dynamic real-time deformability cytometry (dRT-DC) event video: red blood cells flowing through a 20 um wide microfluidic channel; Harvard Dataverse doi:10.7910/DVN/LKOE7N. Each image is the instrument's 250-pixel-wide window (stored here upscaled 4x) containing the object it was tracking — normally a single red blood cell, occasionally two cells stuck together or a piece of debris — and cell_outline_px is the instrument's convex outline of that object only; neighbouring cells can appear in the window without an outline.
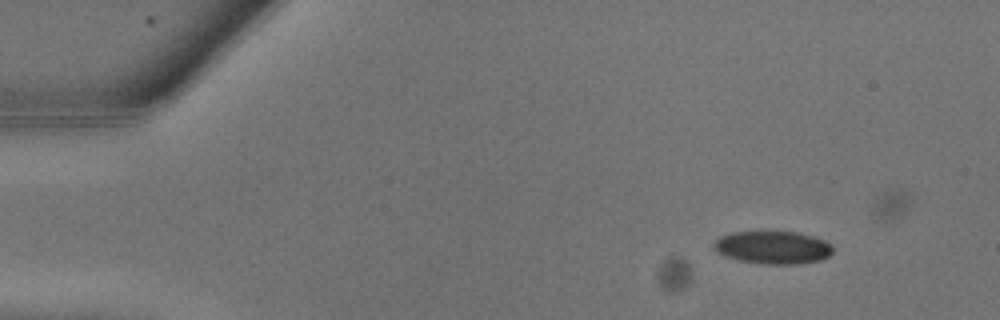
{"species": "common noctule bat (a hibernating species)", "species_latin": "Nyctalus noctula", "temperature_condition": "warm", "stored_images_in_passage": 10, "camera_frame_rate_fps": 3000, "um_per_image_px": 0.085, "animal": {"sex": "male", "body_mass_g": 13.3}, "frame": {"image": 1, "passage_image": 2, "time_ms": 0.333, "image_size_px": [1000, 320], "cell_outline_px": [[832, 252], [828, 256], [820, 260], [796, 264], [760, 264], [740, 260], [724, 256], [716, 252], [712, 248], [712, 244], [720, 236], [732, 232], [796, 232], [812, 236], [824, 240], [832, 248]], "centroid_in_image_um": [65.63, 21.04], "position_along_channel_um": 19.4, "area_um2": 22.72}}
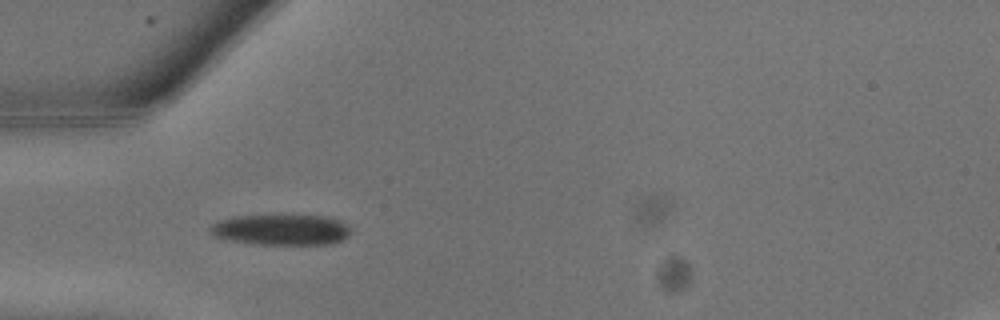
{"frame": {"image": 2, "passage_image": 7, "time_ms": 2.0, "image_size_px": [1000, 320], "cell_outline_px": [[352, 232], [344, 240], [332, 244], [256, 244], [228, 240], [212, 236], [208, 232], [208, 228], [216, 220], [232, 216], [268, 212], [292, 212], [332, 216], [340, 220], [352, 228]], "centroid_in_image_um": [23.9, 19.44], "position_along_channel_um": 61.1, "area_um2": 27.4}}
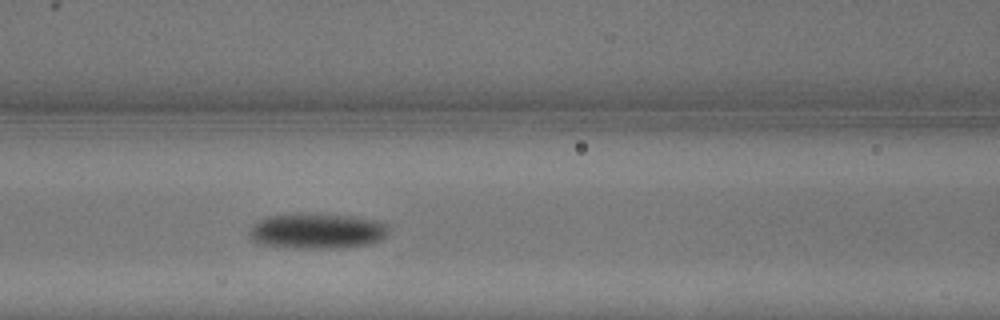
{"frame": {"image": 3, "passage_image": 10, "time_ms": 3.0, "image_size_px": [1000, 320], "cell_outline_px": [[392, 228], [380, 240], [368, 244], [328, 248], [300, 248], [260, 244], [252, 236], [252, 228], [260, 220], [268, 216], [296, 212], [304, 212], [352, 216], [376, 220], [392, 224]], "centroid_in_image_um": [27.05, 19.6], "position_along_channel_um": 139.6, "area_um2": 28.73}}